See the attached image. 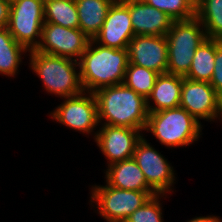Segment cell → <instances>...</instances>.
<instances>
[{
	"label": "cell",
	"instance_id": "1",
	"mask_svg": "<svg viewBox=\"0 0 222 222\" xmlns=\"http://www.w3.org/2000/svg\"><path fill=\"white\" fill-rule=\"evenodd\" d=\"M93 94L99 124L145 130L149 115L147 100L133 89L121 83L101 88Z\"/></svg>",
	"mask_w": 222,
	"mask_h": 222
},
{
	"label": "cell",
	"instance_id": "2",
	"mask_svg": "<svg viewBox=\"0 0 222 222\" xmlns=\"http://www.w3.org/2000/svg\"><path fill=\"white\" fill-rule=\"evenodd\" d=\"M78 62L84 91L94 93L123 83L128 65L127 49L104 47L90 39Z\"/></svg>",
	"mask_w": 222,
	"mask_h": 222
},
{
	"label": "cell",
	"instance_id": "3",
	"mask_svg": "<svg viewBox=\"0 0 222 222\" xmlns=\"http://www.w3.org/2000/svg\"><path fill=\"white\" fill-rule=\"evenodd\" d=\"M28 53L29 67L40 78L46 92L60 98L73 97L84 92L78 61L42 53L36 49Z\"/></svg>",
	"mask_w": 222,
	"mask_h": 222
},
{
	"label": "cell",
	"instance_id": "4",
	"mask_svg": "<svg viewBox=\"0 0 222 222\" xmlns=\"http://www.w3.org/2000/svg\"><path fill=\"white\" fill-rule=\"evenodd\" d=\"M202 127L201 121L179 106L149 112L144 131L151 132L160 144L177 148L189 146L199 140Z\"/></svg>",
	"mask_w": 222,
	"mask_h": 222
},
{
	"label": "cell",
	"instance_id": "5",
	"mask_svg": "<svg viewBox=\"0 0 222 222\" xmlns=\"http://www.w3.org/2000/svg\"><path fill=\"white\" fill-rule=\"evenodd\" d=\"M168 45L167 73L185 76L191 67L196 49L207 39L205 29L195 16L173 21L166 33Z\"/></svg>",
	"mask_w": 222,
	"mask_h": 222
},
{
	"label": "cell",
	"instance_id": "6",
	"mask_svg": "<svg viewBox=\"0 0 222 222\" xmlns=\"http://www.w3.org/2000/svg\"><path fill=\"white\" fill-rule=\"evenodd\" d=\"M90 202L97 214L107 222H124L133 212L142 207L156 192L123 190L106 185L91 187Z\"/></svg>",
	"mask_w": 222,
	"mask_h": 222
},
{
	"label": "cell",
	"instance_id": "7",
	"mask_svg": "<svg viewBox=\"0 0 222 222\" xmlns=\"http://www.w3.org/2000/svg\"><path fill=\"white\" fill-rule=\"evenodd\" d=\"M45 3L41 0H12L8 30L28 51L35 50L41 41L45 23Z\"/></svg>",
	"mask_w": 222,
	"mask_h": 222
},
{
	"label": "cell",
	"instance_id": "8",
	"mask_svg": "<svg viewBox=\"0 0 222 222\" xmlns=\"http://www.w3.org/2000/svg\"><path fill=\"white\" fill-rule=\"evenodd\" d=\"M64 99V100H63ZM63 102L50 112V116L58 123L79 131L82 134L97 135L99 126L97 102L93 93L83 92L77 96L62 98Z\"/></svg>",
	"mask_w": 222,
	"mask_h": 222
},
{
	"label": "cell",
	"instance_id": "9",
	"mask_svg": "<svg viewBox=\"0 0 222 222\" xmlns=\"http://www.w3.org/2000/svg\"><path fill=\"white\" fill-rule=\"evenodd\" d=\"M152 146L143 135L136 144L133 159L143 171L147 184L157 194H170L176 183L175 171L171 163Z\"/></svg>",
	"mask_w": 222,
	"mask_h": 222
},
{
	"label": "cell",
	"instance_id": "10",
	"mask_svg": "<svg viewBox=\"0 0 222 222\" xmlns=\"http://www.w3.org/2000/svg\"><path fill=\"white\" fill-rule=\"evenodd\" d=\"M90 38L79 28L44 23L37 51L79 61Z\"/></svg>",
	"mask_w": 222,
	"mask_h": 222
},
{
	"label": "cell",
	"instance_id": "11",
	"mask_svg": "<svg viewBox=\"0 0 222 222\" xmlns=\"http://www.w3.org/2000/svg\"><path fill=\"white\" fill-rule=\"evenodd\" d=\"M179 106L198 121L214 122L215 119L219 120L222 98L209 82L194 81L184 77Z\"/></svg>",
	"mask_w": 222,
	"mask_h": 222
},
{
	"label": "cell",
	"instance_id": "12",
	"mask_svg": "<svg viewBox=\"0 0 222 222\" xmlns=\"http://www.w3.org/2000/svg\"><path fill=\"white\" fill-rule=\"evenodd\" d=\"M95 142L110 164L133 158L135 147L142 138V130L129 127L100 125Z\"/></svg>",
	"mask_w": 222,
	"mask_h": 222
},
{
	"label": "cell",
	"instance_id": "13",
	"mask_svg": "<svg viewBox=\"0 0 222 222\" xmlns=\"http://www.w3.org/2000/svg\"><path fill=\"white\" fill-rule=\"evenodd\" d=\"M128 62L159 74L167 73L166 36L135 35L127 45Z\"/></svg>",
	"mask_w": 222,
	"mask_h": 222
},
{
	"label": "cell",
	"instance_id": "14",
	"mask_svg": "<svg viewBox=\"0 0 222 222\" xmlns=\"http://www.w3.org/2000/svg\"><path fill=\"white\" fill-rule=\"evenodd\" d=\"M134 36L129 8L121 0H116L109 7L101 30L93 40L104 47L127 49Z\"/></svg>",
	"mask_w": 222,
	"mask_h": 222
},
{
	"label": "cell",
	"instance_id": "15",
	"mask_svg": "<svg viewBox=\"0 0 222 222\" xmlns=\"http://www.w3.org/2000/svg\"><path fill=\"white\" fill-rule=\"evenodd\" d=\"M128 8L134 35L165 36L173 19L142 0H121Z\"/></svg>",
	"mask_w": 222,
	"mask_h": 222
},
{
	"label": "cell",
	"instance_id": "16",
	"mask_svg": "<svg viewBox=\"0 0 222 222\" xmlns=\"http://www.w3.org/2000/svg\"><path fill=\"white\" fill-rule=\"evenodd\" d=\"M104 172L109 186L123 190L155 192L146 181L143 171L133 158L119 161L109 166Z\"/></svg>",
	"mask_w": 222,
	"mask_h": 222
},
{
	"label": "cell",
	"instance_id": "17",
	"mask_svg": "<svg viewBox=\"0 0 222 222\" xmlns=\"http://www.w3.org/2000/svg\"><path fill=\"white\" fill-rule=\"evenodd\" d=\"M183 78L184 76L181 75L160 74L150 96L147 98L148 112L179 107Z\"/></svg>",
	"mask_w": 222,
	"mask_h": 222
},
{
	"label": "cell",
	"instance_id": "18",
	"mask_svg": "<svg viewBox=\"0 0 222 222\" xmlns=\"http://www.w3.org/2000/svg\"><path fill=\"white\" fill-rule=\"evenodd\" d=\"M114 1L116 0H75L79 16V29L90 39H94L100 32L108 9Z\"/></svg>",
	"mask_w": 222,
	"mask_h": 222
},
{
	"label": "cell",
	"instance_id": "19",
	"mask_svg": "<svg viewBox=\"0 0 222 222\" xmlns=\"http://www.w3.org/2000/svg\"><path fill=\"white\" fill-rule=\"evenodd\" d=\"M27 52L29 51L14 39L7 27L0 28V74L16 76L23 60L22 56Z\"/></svg>",
	"mask_w": 222,
	"mask_h": 222
},
{
	"label": "cell",
	"instance_id": "20",
	"mask_svg": "<svg viewBox=\"0 0 222 222\" xmlns=\"http://www.w3.org/2000/svg\"><path fill=\"white\" fill-rule=\"evenodd\" d=\"M216 55V40L207 38L196 49L189 72L184 76L190 80L210 82L213 76Z\"/></svg>",
	"mask_w": 222,
	"mask_h": 222
},
{
	"label": "cell",
	"instance_id": "21",
	"mask_svg": "<svg viewBox=\"0 0 222 222\" xmlns=\"http://www.w3.org/2000/svg\"><path fill=\"white\" fill-rule=\"evenodd\" d=\"M195 16L202 23L207 38L222 41V0H198Z\"/></svg>",
	"mask_w": 222,
	"mask_h": 222
},
{
	"label": "cell",
	"instance_id": "22",
	"mask_svg": "<svg viewBox=\"0 0 222 222\" xmlns=\"http://www.w3.org/2000/svg\"><path fill=\"white\" fill-rule=\"evenodd\" d=\"M45 23L66 28H79V16L75 0H51L45 3Z\"/></svg>",
	"mask_w": 222,
	"mask_h": 222
},
{
	"label": "cell",
	"instance_id": "23",
	"mask_svg": "<svg viewBox=\"0 0 222 222\" xmlns=\"http://www.w3.org/2000/svg\"><path fill=\"white\" fill-rule=\"evenodd\" d=\"M159 75L151 69L128 62L123 83L147 100Z\"/></svg>",
	"mask_w": 222,
	"mask_h": 222
},
{
	"label": "cell",
	"instance_id": "24",
	"mask_svg": "<svg viewBox=\"0 0 222 222\" xmlns=\"http://www.w3.org/2000/svg\"><path fill=\"white\" fill-rule=\"evenodd\" d=\"M146 4L165 12L174 21L195 17V8L187 0H142Z\"/></svg>",
	"mask_w": 222,
	"mask_h": 222
},
{
	"label": "cell",
	"instance_id": "25",
	"mask_svg": "<svg viewBox=\"0 0 222 222\" xmlns=\"http://www.w3.org/2000/svg\"><path fill=\"white\" fill-rule=\"evenodd\" d=\"M166 194H156L135 212H133L124 222H163L161 197Z\"/></svg>",
	"mask_w": 222,
	"mask_h": 222
},
{
	"label": "cell",
	"instance_id": "26",
	"mask_svg": "<svg viewBox=\"0 0 222 222\" xmlns=\"http://www.w3.org/2000/svg\"><path fill=\"white\" fill-rule=\"evenodd\" d=\"M217 94L222 98V41L216 40V55L213 76L209 82Z\"/></svg>",
	"mask_w": 222,
	"mask_h": 222
},
{
	"label": "cell",
	"instance_id": "27",
	"mask_svg": "<svg viewBox=\"0 0 222 222\" xmlns=\"http://www.w3.org/2000/svg\"><path fill=\"white\" fill-rule=\"evenodd\" d=\"M10 7V0H0V28H6L8 26Z\"/></svg>",
	"mask_w": 222,
	"mask_h": 222
},
{
	"label": "cell",
	"instance_id": "28",
	"mask_svg": "<svg viewBox=\"0 0 222 222\" xmlns=\"http://www.w3.org/2000/svg\"><path fill=\"white\" fill-rule=\"evenodd\" d=\"M219 217L218 216H199V217H195L193 219L188 220L187 222H218L219 221Z\"/></svg>",
	"mask_w": 222,
	"mask_h": 222
},
{
	"label": "cell",
	"instance_id": "29",
	"mask_svg": "<svg viewBox=\"0 0 222 222\" xmlns=\"http://www.w3.org/2000/svg\"><path fill=\"white\" fill-rule=\"evenodd\" d=\"M195 9L198 4V0H187Z\"/></svg>",
	"mask_w": 222,
	"mask_h": 222
},
{
	"label": "cell",
	"instance_id": "30",
	"mask_svg": "<svg viewBox=\"0 0 222 222\" xmlns=\"http://www.w3.org/2000/svg\"><path fill=\"white\" fill-rule=\"evenodd\" d=\"M220 118H221V119H220ZM219 119L222 121V107H221V111H220Z\"/></svg>",
	"mask_w": 222,
	"mask_h": 222
},
{
	"label": "cell",
	"instance_id": "31",
	"mask_svg": "<svg viewBox=\"0 0 222 222\" xmlns=\"http://www.w3.org/2000/svg\"><path fill=\"white\" fill-rule=\"evenodd\" d=\"M41 1H43L44 3H46V2L51 1V0H41Z\"/></svg>",
	"mask_w": 222,
	"mask_h": 222
}]
</instances>
